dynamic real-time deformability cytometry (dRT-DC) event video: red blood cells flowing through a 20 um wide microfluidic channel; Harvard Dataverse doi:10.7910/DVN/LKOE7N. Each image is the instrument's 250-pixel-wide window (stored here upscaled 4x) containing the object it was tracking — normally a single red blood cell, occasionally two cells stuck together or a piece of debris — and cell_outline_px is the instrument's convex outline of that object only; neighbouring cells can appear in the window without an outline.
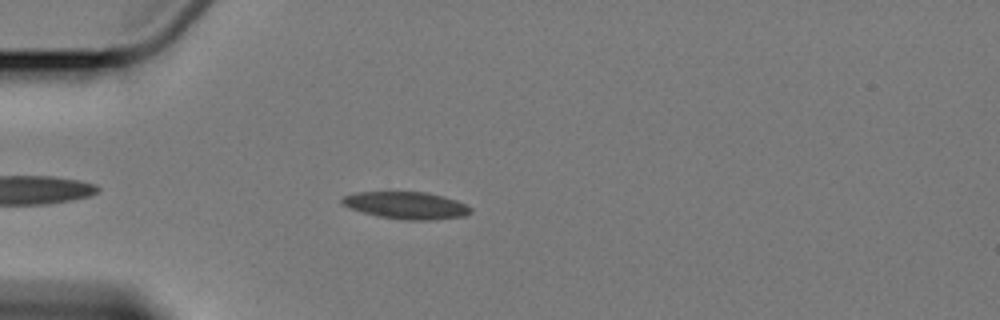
{"species": "Egyptian fruit bat (a non-hibernating species)", "species_latin": "Rousettus aegyptiacus", "temperature_condition": "cold", "stored_images_in_passage": 3, "camera_frame_rate_fps": 3000, "um_per_image_px": 0.085, "animal": {"sex": "female"}, "frame": {"image": 1, "passage_image": 3, "time_ms": 2.333, "image_size_px": [1000, 320], "cell_outline_px": [[472, 212], [464, 216], [432, 220], [404, 220], [380, 216], [364, 212], [352, 208], [344, 204], [340, 200], [344, 196], [356, 192], [428, 192], [444, 196], [468, 204], [472, 208]], "centroid_in_image_um": [34.61, 17.45], "position_along_channel_um": 50.4, "area_um2": 20.29}}